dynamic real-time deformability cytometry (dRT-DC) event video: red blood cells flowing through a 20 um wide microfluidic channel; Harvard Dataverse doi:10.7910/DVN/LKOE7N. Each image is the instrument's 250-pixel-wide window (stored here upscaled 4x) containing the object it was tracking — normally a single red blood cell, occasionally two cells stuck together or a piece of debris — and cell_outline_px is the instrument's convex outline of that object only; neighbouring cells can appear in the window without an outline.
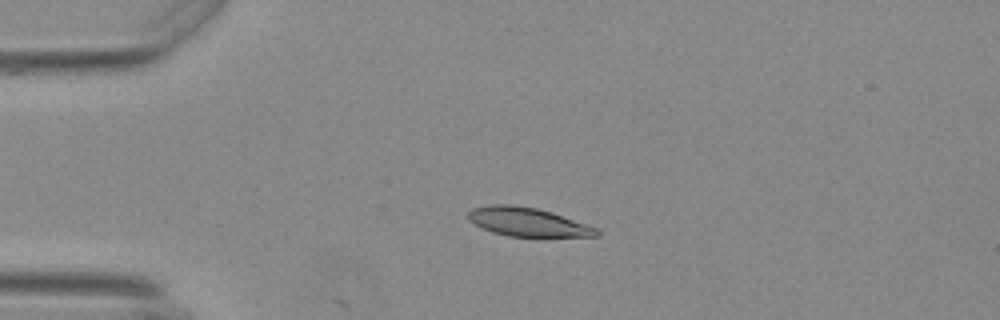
{"species": "Egyptian fruit bat (a non-hibernating species)", "species_latin": "Rousettus aegyptiacus", "temperature_condition": "warm", "stored_images_in_passage": 4, "camera_frame_rate_fps": 3000, "um_per_image_px": 0.085, "animal": {"sex": "female"}, "frame": {"image": 1, "passage_image": 1, "time_ms": 0.0, "image_size_px": [1000, 320], "cell_outline_px": [[600, 236], [508, 236], [492, 232], [468, 220], [468, 212], [472, 208], [492, 204], [512, 204], [536, 208], [552, 212], [596, 228], [600, 232]], "centroid_in_image_um": [44.82, 18.85], "position_along_channel_um": 40.2, "area_um2": 21.21}}